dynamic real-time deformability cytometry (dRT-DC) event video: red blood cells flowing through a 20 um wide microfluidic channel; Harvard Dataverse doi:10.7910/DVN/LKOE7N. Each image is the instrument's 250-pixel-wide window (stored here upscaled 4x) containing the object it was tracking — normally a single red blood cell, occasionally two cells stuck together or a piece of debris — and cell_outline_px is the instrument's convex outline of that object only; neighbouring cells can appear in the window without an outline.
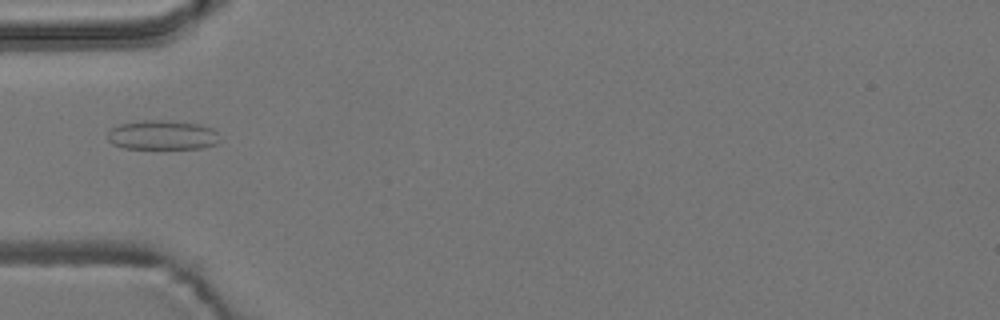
{"species": "common noctule bat (a hibernating species)", "species_latin": "Nyctalus noctula", "temperature_condition": "room temperature", "stored_images_in_passage": 7, "camera_frame_rate_fps": 3000, "um_per_image_px": 0.085, "animal": {"sex": "male", "body_mass_g": 19.2, "forearm_length_mm": 51.8}, "frame": {"image": 1, "passage_image": 4, "time_ms": 4.333, "image_size_px": [1000, 320], "cell_outline_px": [[220, 140], [216, 144], [200, 148], [124, 148], [112, 144], [108, 140], [108, 132], [112, 128], [120, 124], [144, 120], [172, 120], [200, 124], [212, 128], [216, 132]], "centroid_in_image_um": [13.81, 11.47], "position_along_channel_um": 71.2, "area_um2": 19.25}}
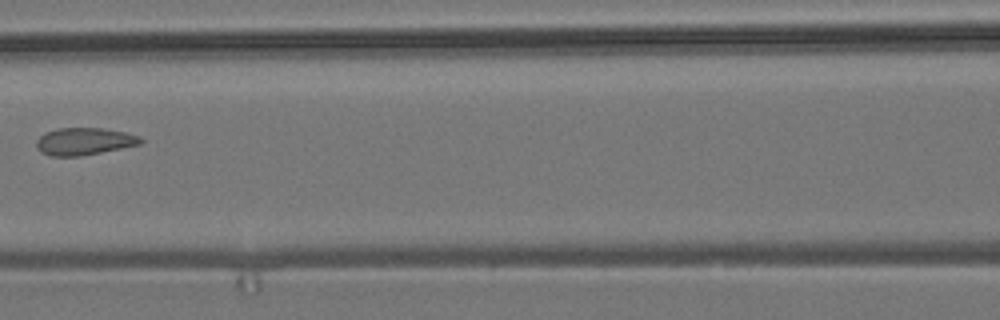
{"frame": {"image": 2, "passage_image": 6, "time_ms": 6.667, "image_size_px": [1000, 320], "cell_outline_px": [[144, 140], [140, 144], [80, 156], [52, 156], [40, 152], [36, 148], [36, 140], [44, 132], [56, 128], [100, 128], [124, 132], [140, 136]], "centroid_in_image_um": [7.11, 12.01], "position_along_channel_um": 159.5, "area_um2": 16.53}}
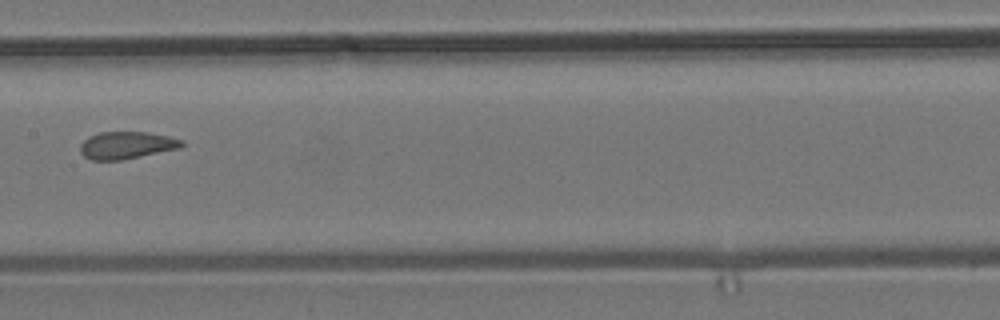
{"frame": {"image": 3, "passage_image": 7, "time_ms": 7.667, "image_size_px": [1000, 320], "cell_outline_px": [[184, 144], [180, 148], [124, 160], [92, 160], [84, 156], [80, 152], [80, 144], [88, 136], [100, 132], [148, 132], [168, 136], [184, 140]], "centroid_in_image_um": [10.76, 12.34], "position_along_channel_um": 196.6, "area_um2": 16.3}}